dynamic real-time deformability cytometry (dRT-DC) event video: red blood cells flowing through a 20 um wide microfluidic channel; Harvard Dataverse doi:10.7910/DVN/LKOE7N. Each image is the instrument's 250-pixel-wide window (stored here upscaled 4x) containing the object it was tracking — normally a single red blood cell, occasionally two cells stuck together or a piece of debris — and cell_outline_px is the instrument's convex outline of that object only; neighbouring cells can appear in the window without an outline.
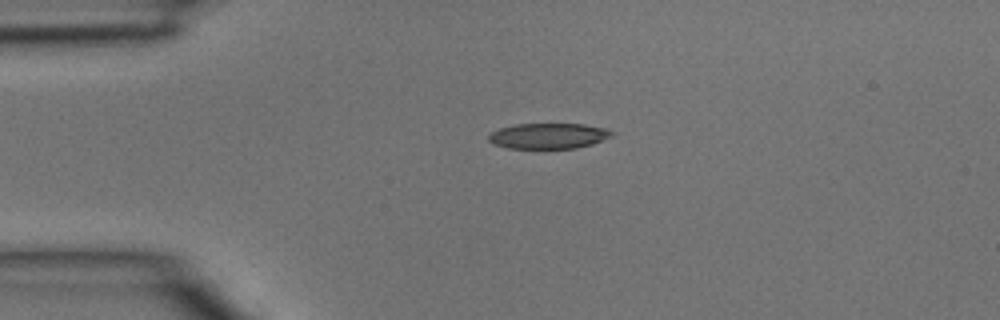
{"species": "common noctule bat (a hibernating species)", "species_latin": "Nyctalus noctula", "temperature_condition": "room temperature", "stored_images_in_passage": 3, "camera_frame_rate_fps": 3000, "um_per_image_px": 0.085, "animal": {"sex": "male", "body_mass_g": 15.6}, "frame": {"image": 1, "passage_image": 1, "time_ms": 0.0, "image_size_px": [1000, 320], "cell_outline_px": [[616, 132], [612, 136], [592, 144], [576, 148], [508, 148], [496, 144], [488, 140], [488, 136], [492, 132], [500, 128], [516, 124], [584, 124], [604, 128]], "centroid_in_image_um": [46.65, 11.55], "position_along_channel_um": 38.4, "area_um2": 18.21}}